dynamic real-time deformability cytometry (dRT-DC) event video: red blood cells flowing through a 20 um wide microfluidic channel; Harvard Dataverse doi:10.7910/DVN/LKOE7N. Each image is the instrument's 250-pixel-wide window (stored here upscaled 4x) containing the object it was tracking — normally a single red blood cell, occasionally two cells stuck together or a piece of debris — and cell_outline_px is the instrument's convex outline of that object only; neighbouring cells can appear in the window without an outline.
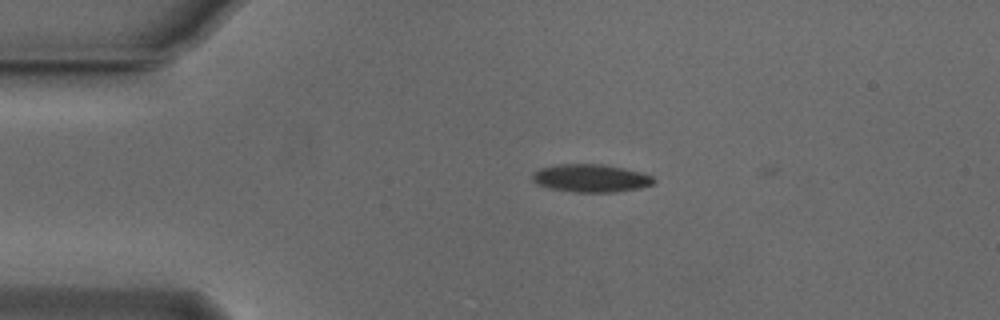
{"species": "Egyptian fruit bat (a non-hibernating species)", "species_latin": "Rousettus aegyptiacus", "temperature_condition": "cold", "stored_images_in_passage": 37, "camera_frame_rate_fps": 3000, "um_per_image_px": 0.085, "animal": {"sex": "male"}, "frame": {"image": 1, "passage_image": 3, "time_ms": 0.667, "image_size_px": [1000, 320], "cell_outline_px": [[656, 180], [652, 184], [640, 188], [616, 192], [576, 192], [548, 188], [536, 184], [532, 180], [532, 176], [540, 168], [560, 164], [600, 164], [640, 172], [652, 176]], "centroid_in_image_um": [50.21, 15.16], "position_along_channel_um": 34.8, "area_um2": 19.54}}
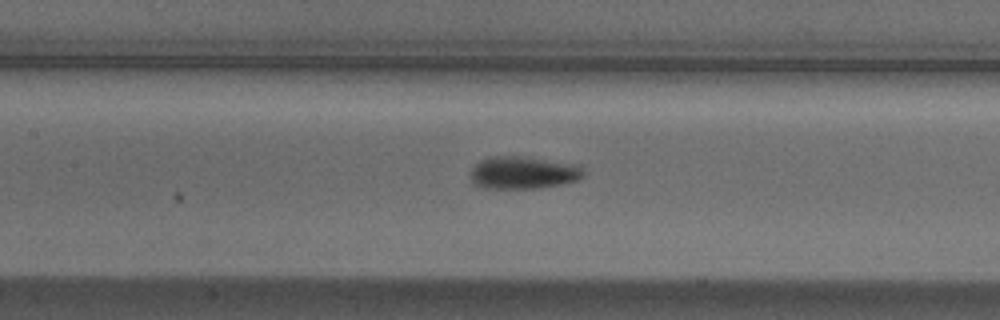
{"frame": {"image": 2, "passage_image": 16, "time_ms": 5.0, "image_size_px": [1000, 320], "cell_outline_px": [[584, 176], [576, 180], [560, 184], [536, 188], [484, 188], [476, 184], [472, 180], [472, 168], [480, 160], [488, 156], [520, 156], [580, 164], [584, 168]], "centroid_in_image_um": [44.51, 14.66], "position_along_channel_um": 162.9, "area_um2": 21.39}}
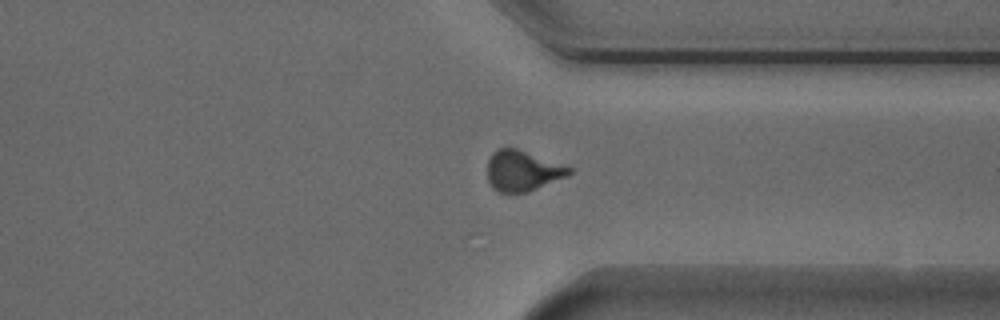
{"frame": {"image": 3, "passage_image": 32, "time_ms": 10.333, "image_size_px": [1000, 320], "cell_outline_px": [[572, 172], [568, 176], [528, 192], [500, 192], [492, 188], [488, 180], [488, 160], [492, 152], [500, 148], [516, 148], [572, 168]], "centroid_in_image_um": [44.4, 14.52], "position_along_channel_um": 367.0, "area_um2": 19.13}, "authors_computed_cell_mechanics": {"area_um2": 19.7676, "velocity_mm_per_s": 3.8454, "shape_relaxation_time_tau1_ms": 3.1173, "shape_relaxation_time_tau2_ms": 3.6663, "deformation_change_tau1": 0.1228, "deformation_change_tau2": 0.072}}